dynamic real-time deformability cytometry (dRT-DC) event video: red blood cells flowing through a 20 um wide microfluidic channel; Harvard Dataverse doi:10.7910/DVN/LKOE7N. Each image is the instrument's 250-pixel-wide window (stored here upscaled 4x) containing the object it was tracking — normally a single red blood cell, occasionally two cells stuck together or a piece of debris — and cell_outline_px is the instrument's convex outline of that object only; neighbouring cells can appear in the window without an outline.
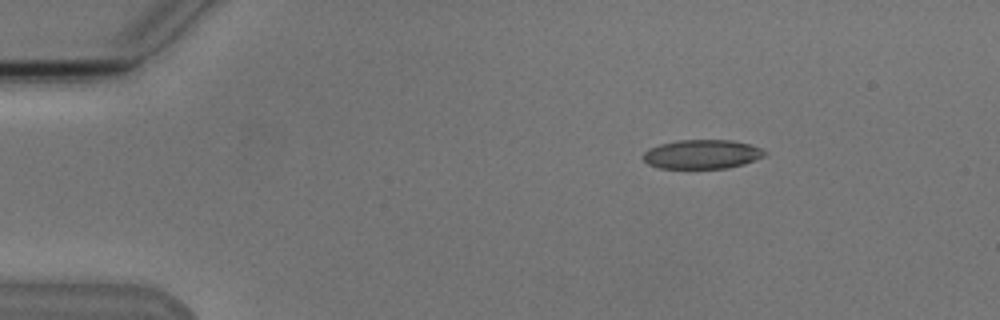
{"species": "Egyptian fruit bat (a non-hibernating species)", "species_latin": "Rousettus aegyptiacus", "temperature_condition": "cold", "stored_images_in_passage": 5, "camera_frame_rate_fps": 3000, "um_per_image_px": 0.085, "animal": {"sex": "male"}, "frame": {"image": 1, "passage_image": 2, "time_ms": 1.0, "image_size_px": [1000, 320], "cell_outline_px": [[768, 152], [764, 156], [744, 164], [728, 168], [660, 168], [648, 164], [640, 156], [648, 148], [660, 144], [676, 140], [732, 140], [764, 148]], "centroid_in_image_um": [59.67, 13.1], "position_along_channel_um": 25.3, "area_um2": 20.81}}
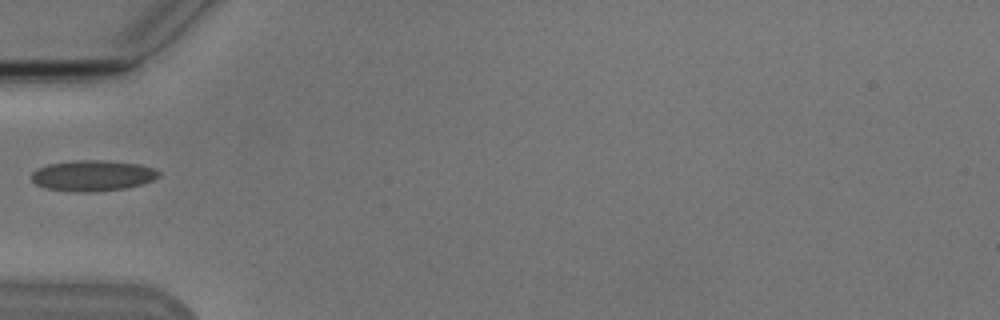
{"frame": {"image": 2, "passage_image": 5, "time_ms": 4.333, "image_size_px": [1000, 320], "cell_outline_px": [[160, 176], [152, 180], [140, 184], [124, 188], [92, 192], [72, 192], [44, 188], [36, 184], [32, 180], [32, 172], [36, 168], [48, 164], [76, 160], [104, 160], [140, 164], [152, 168], [160, 172]], "centroid_in_image_um": [7.84, 14.92], "position_along_channel_um": 77.2, "area_um2": 22.89}}